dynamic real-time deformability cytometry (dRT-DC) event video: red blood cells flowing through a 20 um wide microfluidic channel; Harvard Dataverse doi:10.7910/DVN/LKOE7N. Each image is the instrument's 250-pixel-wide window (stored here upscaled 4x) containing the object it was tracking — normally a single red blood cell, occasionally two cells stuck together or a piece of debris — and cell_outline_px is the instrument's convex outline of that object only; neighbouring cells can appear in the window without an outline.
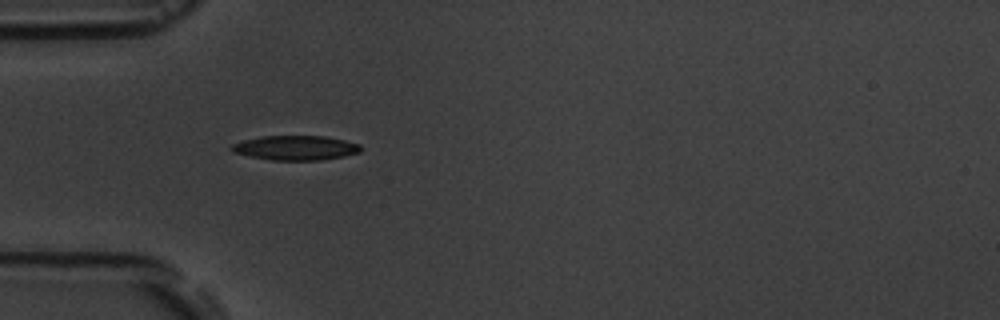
{"species": "common noctule bat (a hibernating species)", "species_latin": "Nyctalus noctula", "temperature_condition": "room temperature", "stored_images_in_passage": 4, "camera_frame_rate_fps": 3000, "um_per_image_px": 0.085, "animal": {"sex": "male", "body_mass_g": 19.5, "forearm_length_mm": 54.6}, "frame": {"image": 1, "passage_image": 1, "time_ms": 0.0, "image_size_px": [1000, 320], "cell_outline_px": [[360, 152], [344, 156], [320, 160], [272, 160], [248, 156], [232, 152], [228, 148], [232, 144], [244, 140], [260, 136], [324, 136], [344, 140], [360, 144]], "centroid_in_image_um": [25.08, 12.56], "position_along_channel_um": 59.9, "area_um2": 18.5}}
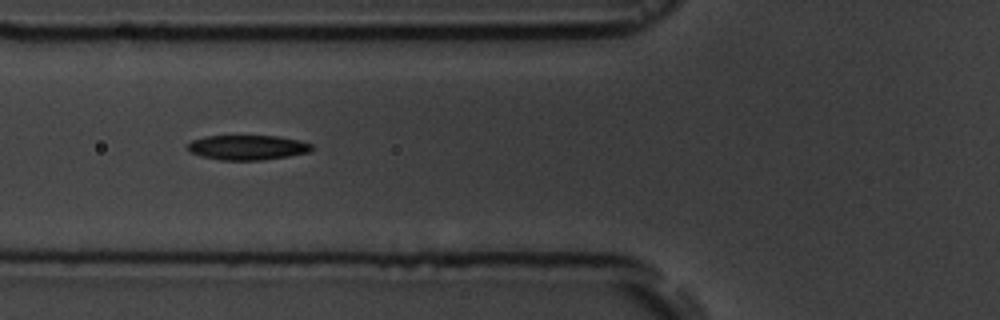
{"frame": {"image": 2, "passage_image": 2, "time_ms": 1.333, "image_size_px": [1000, 320], "cell_outline_px": [[312, 148], [308, 152], [288, 156], [260, 160], [220, 160], [200, 156], [188, 152], [188, 144], [192, 140], [204, 136], [276, 136], [296, 140], [312, 144]], "centroid_in_image_um": [20.97, 12.54], "position_along_channel_um": 104.8, "area_um2": 17.8}}
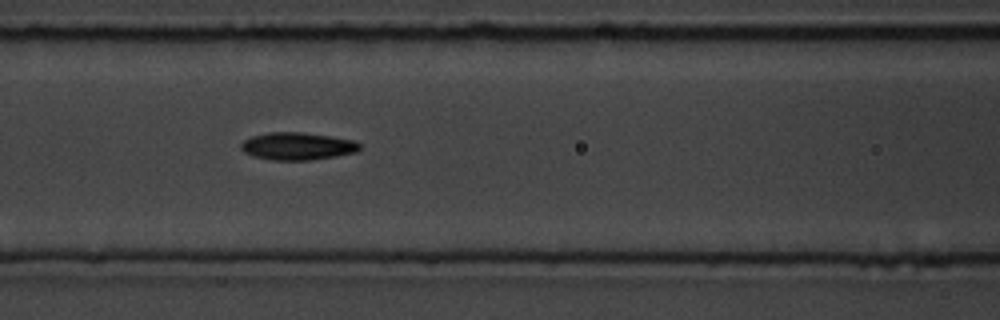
{"frame": {"image": 3, "passage_image": 3, "time_ms": 2.333, "image_size_px": [1000, 320], "cell_outline_px": [[360, 148], [356, 152], [336, 156], [308, 160], [272, 160], [252, 156], [244, 152], [240, 148], [240, 144], [244, 140], [252, 136], [268, 132], [300, 132], [328, 136], [352, 140], [360, 144]], "centroid_in_image_um": [25.23, 12.43], "position_along_channel_um": 141.4, "area_um2": 18.9}}